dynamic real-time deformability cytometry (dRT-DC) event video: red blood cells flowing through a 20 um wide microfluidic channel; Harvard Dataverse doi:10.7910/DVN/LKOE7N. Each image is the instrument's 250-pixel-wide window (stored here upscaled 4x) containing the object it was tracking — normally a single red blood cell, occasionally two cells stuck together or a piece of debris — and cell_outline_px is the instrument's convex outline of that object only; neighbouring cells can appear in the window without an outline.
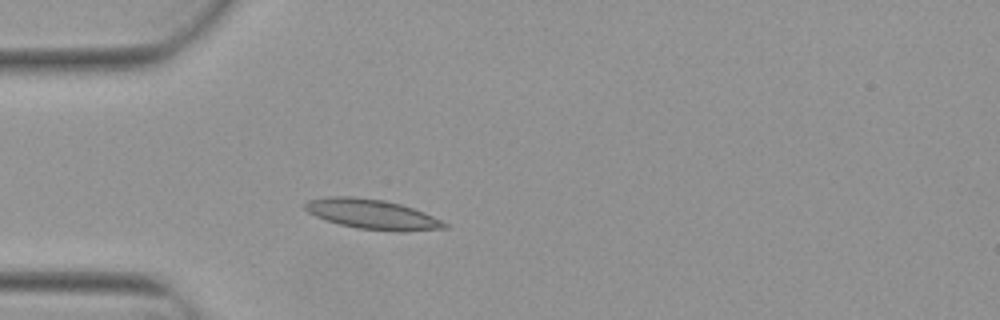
{"species": "Egyptian fruit bat (a non-hibernating species)", "species_latin": "Rousettus aegyptiacus", "temperature_condition": "warm", "stored_images_in_passage": 2, "camera_frame_rate_fps": 3000, "um_per_image_px": 0.085, "animal": {"sex": "female"}, "frame": {"image": 1, "passage_image": 2, "time_ms": 0.333, "image_size_px": [1000, 320], "cell_outline_px": [[448, 228], [400, 232], [356, 228], [324, 220], [308, 212], [304, 208], [304, 204], [308, 200], [328, 196], [352, 196], [384, 200], [400, 204], [424, 212], [448, 224]], "centroid_in_image_um": [31.62, 18.21], "position_along_channel_um": 53.4, "area_um2": 24.28}}